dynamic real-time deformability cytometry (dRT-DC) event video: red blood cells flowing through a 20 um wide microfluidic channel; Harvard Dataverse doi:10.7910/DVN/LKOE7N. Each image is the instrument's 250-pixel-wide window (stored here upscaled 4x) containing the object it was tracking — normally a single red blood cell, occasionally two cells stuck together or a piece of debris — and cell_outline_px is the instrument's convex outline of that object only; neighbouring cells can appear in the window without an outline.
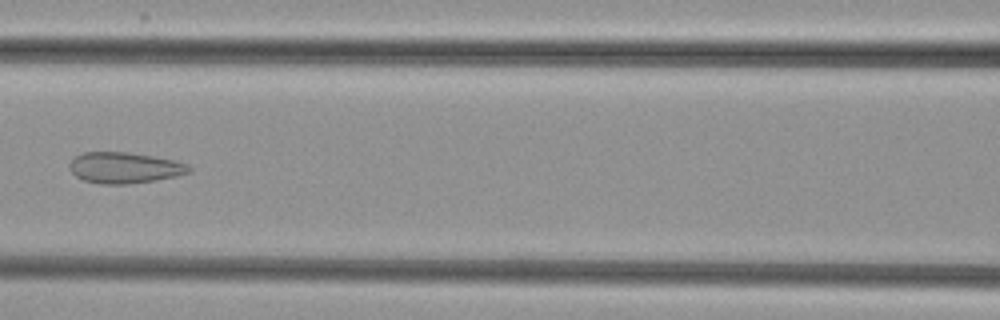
{"species": "common noctule bat (a hibernating species)", "species_latin": "Nyctalus noctula", "temperature_condition": "cold", "stored_images_in_passage": 7, "camera_frame_rate_fps": 3000, "um_per_image_px": 0.085, "animal": {"sex": "female", "body_mass_g": 29.2, "forearm_length_mm": 56.3}, "frame": {"image": 1, "passage_image": 7, "time_ms": 7.667, "image_size_px": [1000, 320], "cell_outline_px": [[192, 172], [176, 176], [156, 180], [128, 184], [100, 184], [84, 180], [76, 176], [68, 168], [68, 164], [76, 156], [84, 152], [128, 152], [152, 156], [172, 160], [188, 164], [192, 168]], "centroid_in_image_um": [10.59, 14.26], "position_along_channel_um": 156.0, "area_um2": 21.62}}